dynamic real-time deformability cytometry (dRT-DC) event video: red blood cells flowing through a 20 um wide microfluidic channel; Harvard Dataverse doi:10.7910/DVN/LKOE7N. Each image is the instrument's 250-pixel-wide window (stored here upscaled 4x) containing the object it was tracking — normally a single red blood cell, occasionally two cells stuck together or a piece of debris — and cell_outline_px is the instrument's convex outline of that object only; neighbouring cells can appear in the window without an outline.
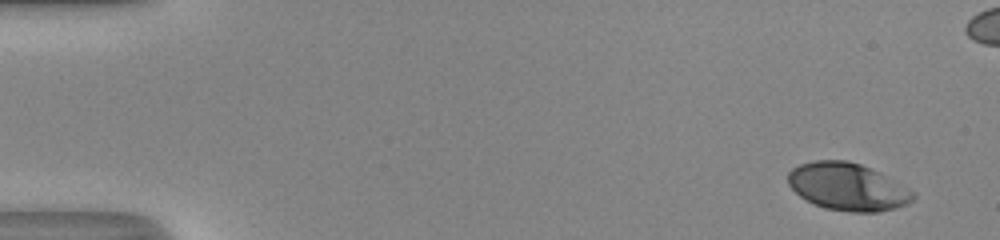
{"species": "human", "species_latin": "Homo sapiens", "temperature_condition": "room temperature", "stored_images_in_passage": 46, "camera_frame_rate_fps": 3000, "um_per_image_px": 0.085, "donor": {"sex": "male"}, "frame": {"image": 1, "passage_image": 1, "time_ms": 0.0, "image_size_px": [1000, 240], "cell_outline_px": [[916, 196], [908, 204], [896, 208], [880, 212], [848, 212], [824, 208], [812, 204], [804, 200], [788, 184], [788, 172], [792, 168], [800, 164], [812, 160], [848, 160], [860, 164], [880, 172], [908, 188]], "centroid_in_image_um": [72.03, 15.88], "position_along_channel_um": 13.0, "area_um2": 34.85}}
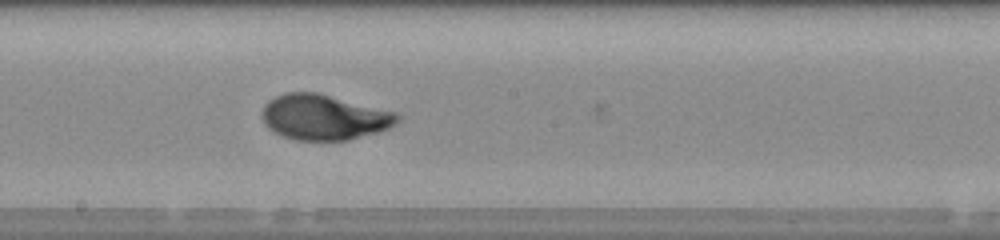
{"frame": {"image": 2, "passage_image": 27, "time_ms": 8.667, "image_size_px": [1000, 240], "cell_outline_px": [[400, 120], [396, 124], [388, 128], [376, 132], [348, 140], [296, 140], [284, 136], [268, 128], [264, 124], [260, 116], [264, 104], [268, 100], [284, 92], [316, 92], [396, 112], [400, 116]], "centroid_in_image_um": [27.51, 9.95], "position_along_channel_um": 220.7, "area_um2": 35.78}}
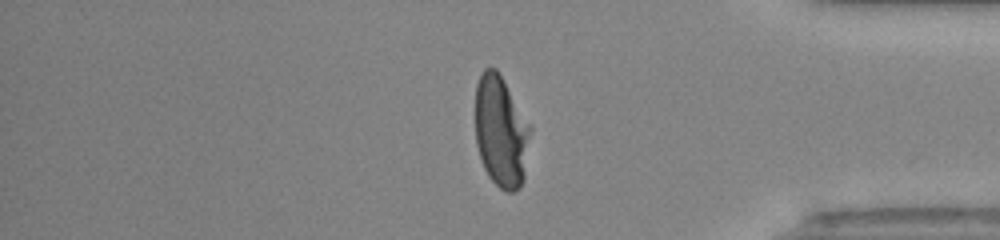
{"frame": {"image": 3, "passage_image": 41, "time_ms": 13.333, "image_size_px": [1000, 240], "cell_outline_px": [[532, 128], [524, 180], [520, 188], [512, 192], [508, 192], [500, 188], [488, 176], [484, 168], [476, 144], [476, 84], [484, 68], [496, 68], [532, 124]], "centroid_in_image_um": [42.62, 11.18], "position_along_channel_um": 392.6, "area_um2": 36.24}}